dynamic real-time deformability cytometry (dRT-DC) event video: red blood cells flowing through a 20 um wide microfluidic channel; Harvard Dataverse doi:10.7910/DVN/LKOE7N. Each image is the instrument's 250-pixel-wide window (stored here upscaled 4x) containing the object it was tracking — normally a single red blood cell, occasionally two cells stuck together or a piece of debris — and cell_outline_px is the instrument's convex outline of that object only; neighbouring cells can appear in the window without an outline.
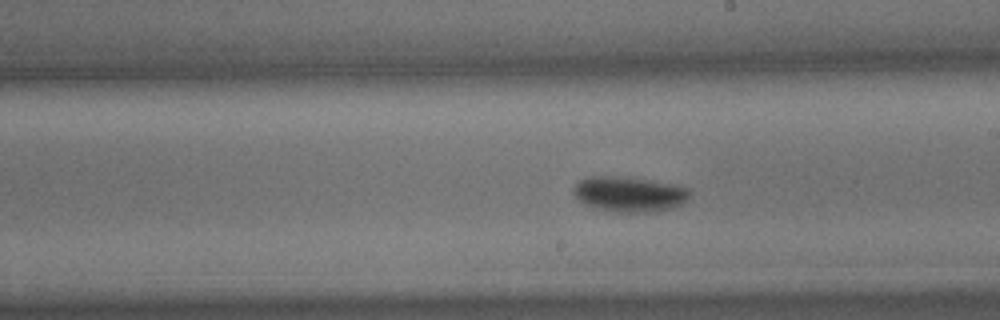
{"species": "common noctule bat (a hibernating species)", "species_latin": "Nyctalus noctula", "temperature_condition": "cold", "stored_images_in_passage": 32, "camera_frame_rate_fps": 3000, "um_per_image_px": 0.085, "animal": {"sex": "male", "body_mass_g": 15.6}, "frame": {"image": 1, "passage_image": 14, "time_ms": 4.333, "image_size_px": [1000, 320], "cell_outline_px": [[688, 200], [684, 204], [672, 208], [652, 212], [612, 212], [596, 208], [584, 204], [572, 192], [572, 188], [580, 180], [588, 176], [628, 176], [676, 184], [688, 188]], "centroid_in_image_um": [53.49, 16.49], "position_along_channel_um": 235.5, "area_um2": 24.28}}